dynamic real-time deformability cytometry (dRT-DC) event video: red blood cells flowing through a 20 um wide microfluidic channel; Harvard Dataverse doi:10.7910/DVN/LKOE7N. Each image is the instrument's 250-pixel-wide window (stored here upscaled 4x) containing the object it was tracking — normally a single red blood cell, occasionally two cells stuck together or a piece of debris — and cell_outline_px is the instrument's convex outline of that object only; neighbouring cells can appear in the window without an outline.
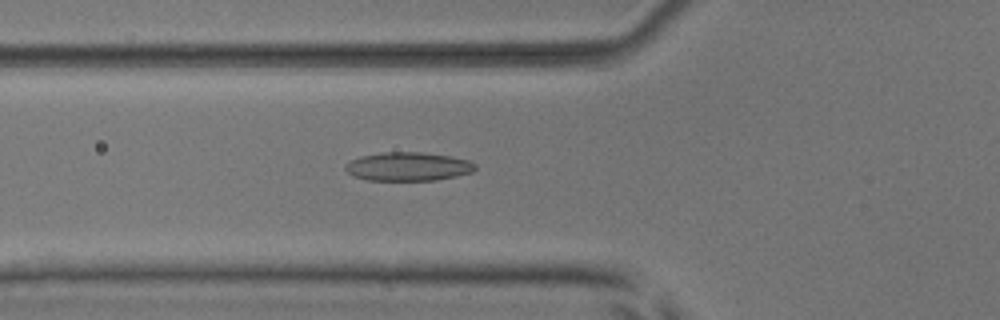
{"species": "common noctule bat (a hibernating species)", "species_latin": "Nyctalus noctula", "temperature_condition": "room temperature", "stored_images_in_passage": 46, "camera_frame_rate_fps": 3000, "um_per_image_px": 0.085, "animal": {"sex": "male", "body_mass_g": 17.9, "forearm_length_mm": 54.2}, "frame": {"image": 1, "passage_image": 13, "time_ms": 4.0, "image_size_px": [1000, 320], "cell_outline_px": [[476, 168], [472, 172], [456, 176], [436, 180], [368, 180], [352, 176], [344, 168], [344, 164], [360, 156], [384, 152], [420, 152], [452, 156], [468, 160], [476, 164]], "centroid_in_image_um": [34.68, 14.15], "position_along_channel_um": 91.1, "area_um2": 21.73}}
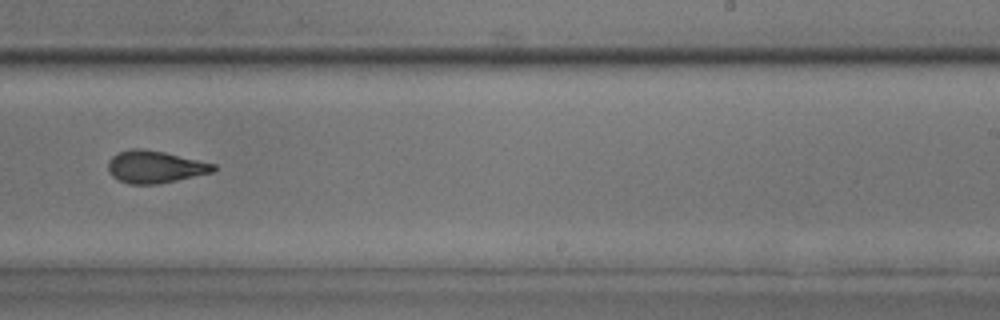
{"frame": {"image": 2, "passage_image": 27, "time_ms": 8.667, "image_size_px": [1000, 320], "cell_outline_px": [[216, 168], [212, 172], [176, 180], [156, 184], [132, 184], [120, 180], [112, 176], [108, 172], [108, 160], [112, 156], [128, 148], [144, 148], [164, 152], [216, 164]], "centroid_in_image_um": [13.14, 14.17], "position_along_channel_um": 275.9, "area_um2": 19.71}}
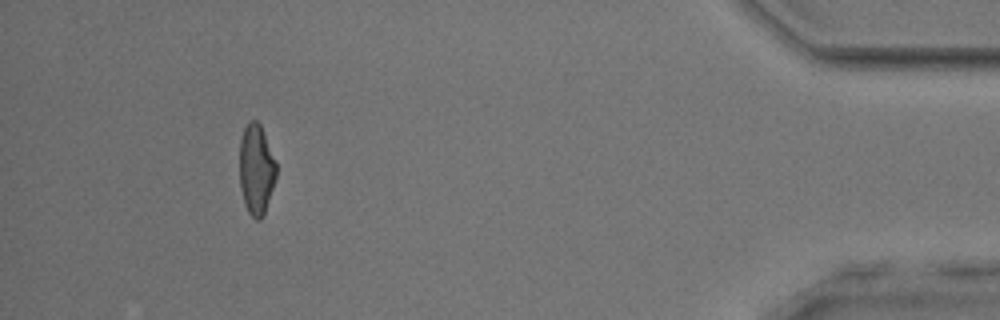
{"frame": {"image": 3, "passage_image": 42, "time_ms": 13.667, "image_size_px": [1000, 320], "cell_outline_px": [[276, 180], [264, 216], [260, 220], [256, 220], [248, 212], [244, 204], [240, 184], [240, 140], [244, 128], [248, 120], [256, 120], [260, 124], [276, 164]], "centroid_in_image_um": [21.78, 14.44], "position_along_channel_um": 413.4, "area_um2": 19.36}, "authors_computed_cell_mechanics": {"area_um2": 20.3456, "velocity_mm_per_s": 3.9608, "shape_relaxation_time_tau1_ms": 7.9849, "shape_relaxation_time_tau2_ms": 2.1556, "deformation_change_tau1": 0.1989, "deformation_change_tau2": 0.1071}}